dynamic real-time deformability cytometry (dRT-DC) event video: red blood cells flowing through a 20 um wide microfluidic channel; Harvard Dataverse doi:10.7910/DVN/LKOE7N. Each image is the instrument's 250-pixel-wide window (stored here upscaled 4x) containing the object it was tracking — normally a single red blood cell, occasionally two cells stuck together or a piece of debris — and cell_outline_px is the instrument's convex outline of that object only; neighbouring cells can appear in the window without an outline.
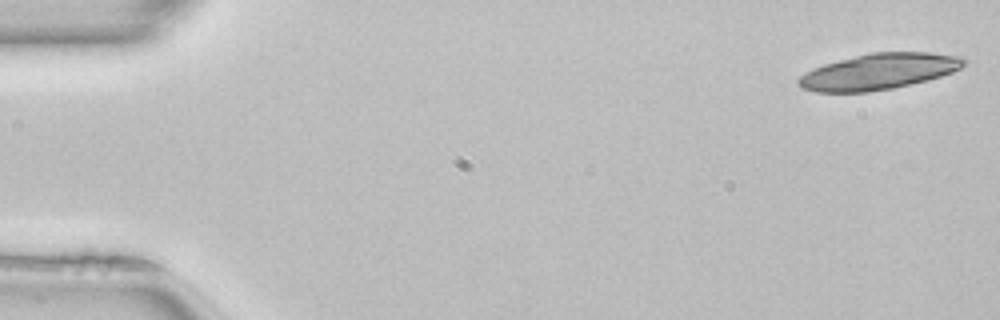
{"species": "common noctule bat (a hibernating species)", "species_latin": "Nyctalus noctula", "temperature_condition": "room temperature", "stored_images_in_passage": 29, "camera_frame_rate_fps": 3000, "um_per_image_px": 0.085, "animal": {"sex": "female", "body_mass_g": 22.7, "forearm_length_mm": 54.2}, "frame": {"image": 1, "passage_image": 1, "time_ms": 0.0, "image_size_px": [1000, 320], "cell_outline_px": [[968, 60], [960, 68], [952, 72], [928, 80], [892, 88], [868, 92], [816, 92], [804, 88], [796, 84], [796, 80], [800, 76], [812, 68], [824, 64], [872, 52], [928, 52], [964, 56]], "centroid_in_image_um": [74.71, 6.08], "position_along_channel_um": 10.3, "area_um2": 34.62}}